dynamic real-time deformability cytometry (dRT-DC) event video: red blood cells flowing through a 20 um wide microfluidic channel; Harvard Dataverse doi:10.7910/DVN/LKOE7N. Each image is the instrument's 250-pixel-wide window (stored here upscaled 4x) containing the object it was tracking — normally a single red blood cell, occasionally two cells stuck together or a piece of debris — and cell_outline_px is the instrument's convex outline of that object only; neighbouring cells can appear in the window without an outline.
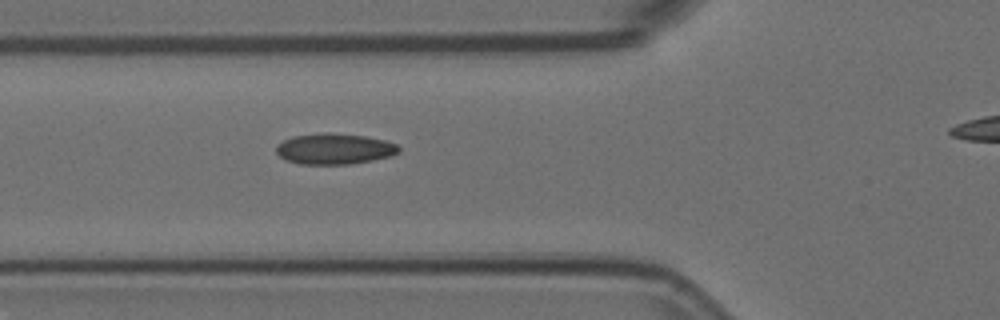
{"species": "Egyptian fruit bat (a non-hibernating species)", "species_latin": "Rousettus aegyptiacus", "temperature_condition": "room temperature", "stored_images_in_passage": 3, "camera_frame_rate_fps": 3000, "um_per_image_px": 0.085, "animal": {"sex": "female"}, "frame": {"image": 1, "passage_image": 2, "time_ms": 0.333, "image_size_px": [1000, 320], "cell_outline_px": [[400, 152], [392, 156], [372, 160], [348, 164], [300, 164], [284, 160], [276, 152], [276, 144], [292, 136], [324, 132], [328, 132], [364, 136], [384, 140], [396, 144], [400, 148]], "centroid_in_image_um": [28.4, 12.65], "position_along_channel_um": 97.4, "area_um2": 22.14}}